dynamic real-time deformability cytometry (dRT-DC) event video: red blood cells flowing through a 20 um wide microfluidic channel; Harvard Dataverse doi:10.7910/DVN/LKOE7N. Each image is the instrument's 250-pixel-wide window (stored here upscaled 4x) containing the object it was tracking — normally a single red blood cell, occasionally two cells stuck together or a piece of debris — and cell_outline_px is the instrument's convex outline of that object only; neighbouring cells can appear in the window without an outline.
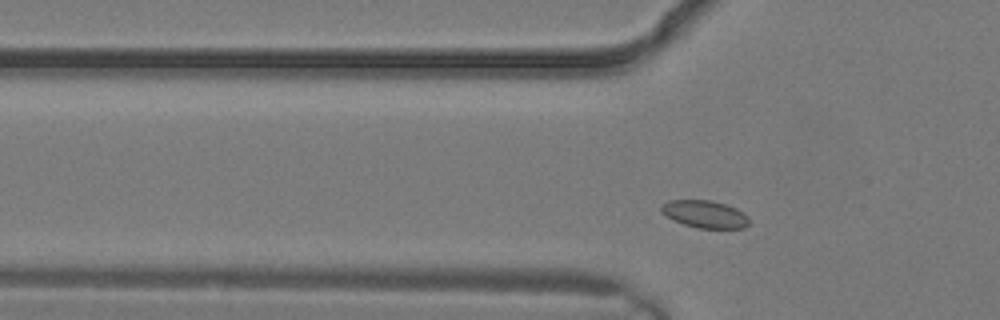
{"species": "common noctule bat (a hibernating species)", "species_latin": "Nyctalus noctula", "temperature_condition": "warm", "stored_images_in_passage": 2, "camera_frame_rate_fps": 3000, "um_per_image_px": 0.085, "animal": {"sex": "male", "body_mass_g": 19.2, "forearm_length_mm": 51.8}, "frame": {"image": 1, "passage_image": 2, "time_ms": 0.333, "image_size_px": [1000, 320], "cell_outline_px": [[748, 224], [744, 228], [696, 228], [672, 220], [660, 212], [660, 204], [668, 200], [712, 200], [736, 208], [748, 216]], "centroid_in_image_um": [59.85, 18.19], "position_along_channel_um": 65.9, "area_um2": 14.16}}